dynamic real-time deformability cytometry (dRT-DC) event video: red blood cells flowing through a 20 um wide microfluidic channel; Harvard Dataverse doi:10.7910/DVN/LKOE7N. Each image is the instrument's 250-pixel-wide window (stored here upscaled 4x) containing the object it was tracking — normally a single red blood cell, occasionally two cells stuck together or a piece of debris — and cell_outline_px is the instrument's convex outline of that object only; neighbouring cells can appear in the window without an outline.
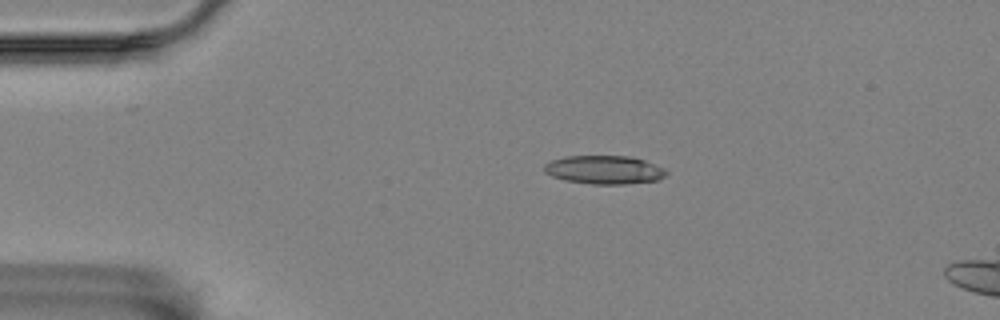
{"species": "Egyptian fruit bat (a non-hibernating species)", "species_latin": "Rousettus aegyptiacus", "temperature_condition": "room temperature", "stored_images_in_passage": 4, "segment_of_instrument_passage": [1, 2], "camera_frame_rate_fps": 3000, "um_per_image_px": 0.085, "animal": {"sex": "female"}, "frame": {"image": 1, "passage_image": 1, "time_ms": 0.0, "image_size_px": [1000, 320], "cell_outline_px": [[668, 172], [660, 180], [624, 184], [592, 184], [564, 180], [552, 176], [544, 172], [544, 164], [552, 160], [564, 156], [628, 156], [644, 160], [664, 168]], "centroid_in_image_um": [51.35, 14.43], "position_along_channel_um": 33.6, "area_um2": 20.29}}